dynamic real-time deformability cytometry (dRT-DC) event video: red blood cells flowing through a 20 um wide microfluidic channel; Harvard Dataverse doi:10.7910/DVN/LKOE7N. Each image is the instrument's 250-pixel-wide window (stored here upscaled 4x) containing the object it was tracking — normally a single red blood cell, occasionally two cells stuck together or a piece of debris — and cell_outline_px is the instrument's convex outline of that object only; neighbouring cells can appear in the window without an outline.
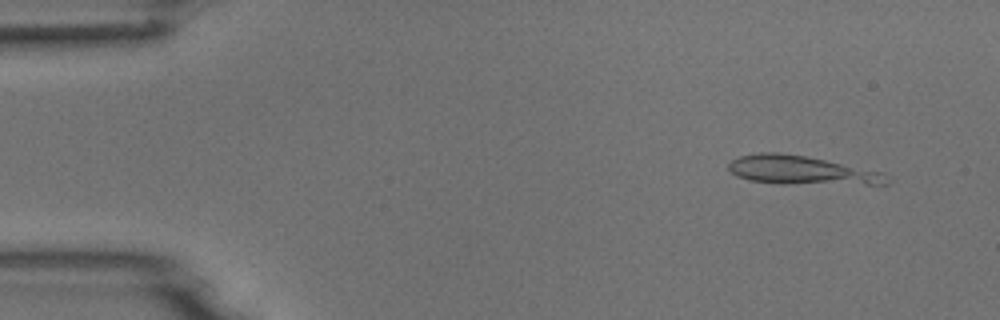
{"species": "common noctule bat (a hibernating species)", "species_latin": "Nyctalus noctula", "temperature_condition": "room temperature", "stored_images_in_passage": 4, "camera_frame_rate_fps": 3000, "um_per_image_px": 0.085, "animal": {"sex": "male", "body_mass_g": 18.8}, "frame": {"image": 1, "passage_image": 2, "time_ms": 1.333, "image_size_px": [1000, 320], "cell_outline_px": [[892, 180], [888, 184], [780, 184], [748, 180], [736, 176], [728, 168], [728, 164], [732, 160], [740, 156], [760, 152], [780, 152], [808, 156], [884, 172]], "centroid_in_image_um": [68.15, 14.48], "position_along_channel_um": 16.8, "area_um2": 26.88}}